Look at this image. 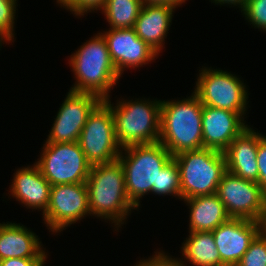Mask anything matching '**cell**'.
<instances>
[{
	"label": "cell",
	"mask_w": 266,
	"mask_h": 266,
	"mask_svg": "<svg viewBox=\"0 0 266 266\" xmlns=\"http://www.w3.org/2000/svg\"><path fill=\"white\" fill-rule=\"evenodd\" d=\"M86 187L91 216L109 221L115 231L126 224L132 210H138L127 197L123 166L118 159L92 165Z\"/></svg>",
	"instance_id": "obj_1"
},
{
	"label": "cell",
	"mask_w": 266,
	"mask_h": 266,
	"mask_svg": "<svg viewBox=\"0 0 266 266\" xmlns=\"http://www.w3.org/2000/svg\"><path fill=\"white\" fill-rule=\"evenodd\" d=\"M68 64L76 80L70 91L93 94L101 100L110 98L121 77L100 31L70 55Z\"/></svg>",
	"instance_id": "obj_2"
},
{
	"label": "cell",
	"mask_w": 266,
	"mask_h": 266,
	"mask_svg": "<svg viewBox=\"0 0 266 266\" xmlns=\"http://www.w3.org/2000/svg\"><path fill=\"white\" fill-rule=\"evenodd\" d=\"M202 110L193 91L181 100H161L159 142L172 156L203 148Z\"/></svg>",
	"instance_id": "obj_3"
},
{
	"label": "cell",
	"mask_w": 266,
	"mask_h": 266,
	"mask_svg": "<svg viewBox=\"0 0 266 266\" xmlns=\"http://www.w3.org/2000/svg\"><path fill=\"white\" fill-rule=\"evenodd\" d=\"M173 159L172 154L159 141L122 148L118 160L125 177L127 197L138 209L145 195H158L161 170Z\"/></svg>",
	"instance_id": "obj_4"
},
{
	"label": "cell",
	"mask_w": 266,
	"mask_h": 266,
	"mask_svg": "<svg viewBox=\"0 0 266 266\" xmlns=\"http://www.w3.org/2000/svg\"><path fill=\"white\" fill-rule=\"evenodd\" d=\"M142 98H121L115 105L111 97L103 100L111 108L115 135L122 148L159 141L161 100Z\"/></svg>",
	"instance_id": "obj_5"
},
{
	"label": "cell",
	"mask_w": 266,
	"mask_h": 266,
	"mask_svg": "<svg viewBox=\"0 0 266 266\" xmlns=\"http://www.w3.org/2000/svg\"><path fill=\"white\" fill-rule=\"evenodd\" d=\"M180 173L181 201L216 194L227 171L224 153L210 148L184 151L175 156Z\"/></svg>",
	"instance_id": "obj_6"
},
{
	"label": "cell",
	"mask_w": 266,
	"mask_h": 266,
	"mask_svg": "<svg viewBox=\"0 0 266 266\" xmlns=\"http://www.w3.org/2000/svg\"><path fill=\"white\" fill-rule=\"evenodd\" d=\"M211 68L202 66L193 90L202 105L235 112L246 118L249 93L244 80L227 70Z\"/></svg>",
	"instance_id": "obj_7"
},
{
	"label": "cell",
	"mask_w": 266,
	"mask_h": 266,
	"mask_svg": "<svg viewBox=\"0 0 266 266\" xmlns=\"http://www.w3.org/2000/svg\"><path fill=\"white\" fill-rule=\"evenodd\" d=\"M35 161L45 179L53 185L86 183L91 164L77 142H45Z\"/></svg>",
	"instance_id": "obj_8"
},
{
	"label": "cell",
	"mask_w": 266,
	"mask_h": 266,
	"mask_svg": "<svg viewBox=\"0 0 266 266\" xmlns=\"http://www.w3.org/2000/svg\"><path fill=\"white\" fill-rule=\"evenodd\" d=\"M78 143L91 165L118 159L122 147L115 135L111 108L103 100L89 114Z\"/></svg>",
	"instance_id": "obj_9"
},
{
	"label": "cell",
	"mask_w": 266,
	"mask_h": 266,
	"mask_svg": "<svg viewBox=\"0 0 266 266\" xmlns=\"http://www.w3.org/2000/svg\"><path fill=\"white\" fill-rule=\"evenodd\" d=\"M91 216L88 207L86 183L57 184L51 186L48 208L42 214L49 232L57 234L83 217Z\"/></svg>",
	"instance_id": "obj_10"
},
{
	"label": "cell",
	"mask_w": 266,
	"mask_h": 266,
	"mask_svg": "<svg viewBox=\"0 0 266 266\" xmlns=\"http://www.w3.org/2000/svg\"><path fill=\"white\" fill-rule=\"evenodd\" d=\"M101 101L96 95L69 90L45 142H77L89 114Z\"/></svg>",
	"instance_id": "obj_11"
},
{
	"label": "cell",
	"mask_w": 266,
	"mask_h": 266,
	"mask_svg": "<svg viewBox=\"0 0 266 266\" xmlns=\"http://www.w3.org/2000/svg\"><path fill=\"white\" fill-rule=\"evenodd\" d=\"M262 187L226 171L222 176L216 195L225 205L231 218L256 221L265 197Z\"/></svg>",
	"instance_id": "obj_12"
},
{
	"label": "cell",
	"mask_w": 266,
	"mask_h": 266,
	"mask_svg": "<svg viewBox=\"0 0 266 266\" xmlns=\"http://www.w3.org/2000/svg\"><path fill=\"white\" fill-rule=\"evenodd\" d=\"M106 40L112 62L122 76L126 69H136L155 61L159 54L141 40L133 28L106 29L100 32ZM153 60V61H152Z\"/></svg>",
	"instance_id": "obj_13"
},
{
	"label": "cell",
	"mask_w": 266,
	"mask_h": 266,
	"mask_svg": "<svg viewBox=\"0 0 266 266\" xmlns=\"http://www.w3.org/2000/svg\"><path fill=\"white\" fill-rule=\"evenodd\" d=\"M221 262L225 266H236L258 235L256 221L231 218L212 231Z\"/></svg>",
	"instance_id": "obj_14"
},
{
	"label": "cell",
	"mask_w": 266,
	"mask_h": 266,
	"mask_svg": "<svg viewBox=\"0 0 266 266\" xmlns=\"http://www.w3.org/2000/svg\"><path fill=\"white\" fill-rule=\"evenodd\" d=\"M248 126L238 113L203 105V148L223 152Z\"/></svg>",
	"instance_id": "obj_15"
},
{
	"label": "cell",
	"mask_w": 266,
	"mask_h": 266,
	"mask_svg": "<svg viewBox=\"0 0 266 266\" xmlns=\"http://www.w3.org/2000/svg\"><path fill=\"white\" fill-rule=\"evenodd\" d=\"M11 181L9 196L11 195L28 209H37L43 214L46 212L50 201L51 184L35 163L18 168L13 173Z\"/></svg>",
	"instance_id": "obj_16"
},
{
	"label": "cell",
	"mask_w": 266,
	"mask_h": 266,
	"mask_svg": "<svg viewBox=\"0 0 266 266\" xmlns=\"http://www.w3.org/2000/svg\"><path fill=\"white\" fill-rule=\"evenodd\" d=\"M258 145L259 132L248 126L223 151L227 171L257 183L259 176Z\"/></svg>",
	"instance_id": "obj_17"
},
{
	"label": "cell",
	"mask_w": 266,
	"mask_h": 266,
	"mask_svg": "<svg viewBox=\"0 0 266 266\" xmlns=\"http://www.w3.org/2000/svg\"><path fill=\"white\" fill-rule=\"evenodd\" d=\"M36 233L23 224L0 223V260L10 258H48V251Z\"/></svg>",
	"instance_id": "obj_18"
},
{
	"label": "cell",
	"mask_w": 266,
	"mask_h": 266,
	"mask_svg": "<svg viewBox=\"0 0 266 266\" xmlns=\"http://www.w3.org/2000/svg\"><path fill=\"white\" fill-rule=\"evenodd\" d=\"M176 8L173 5H142L133 27L136 35L158 54L162 53Z\"/></svg>",
	"instance_id": "obj_19"
},
{
	"label": "cell",
	"mask_w": 266,
	"mask_h": 266,
	"mask_svg": "<svg viewBox=\"0 0 266 266\" xmlns=\"http://www.w3.org/2000/svg\"><path fill=\"white\" fill-rule=\"evenodd\" d=\"M184 201L189 207V232H212L220 224L231 219L225 205L216 194L188 198Z\"/></svg>",
	"instance_id": "obj_20"
},
{
	"label": "cell",
	"mask_w": 266,
	"mask_h": 266,
	"mask_svg": "<svg viewBox=\"0 0 266 266\" xmlns=\"http://www.w3.org/2000/svg\"><path fill=\"white\" fill-rule=\"evenodd\" d=\"M188 233L180 252L181 257L184 256V261L180 259L183 266H187L188 262L193 266H225L221 262L212 232Z\"/></svg>",
	"instance_id": "obj_21"
},
{
	"label": "cell",
	"mask_w": 266,
	"mask_h": 266,
	"mask_svg": "<svg viewBox=\"0 0 266 266\" xmlns=\"http://www.w3.org/2000/svg\"><path fill=\"white\" fill-rule=\"evenodd\" d=\"M142 5L141 0H106L100 11L109 29H127L134 27Z\"/></svg>",
	"instance_id": "obj_22"
},
{
	"label": "cell",
	"mask_w": 266,
	"mask_h": 266,
	"mask_svg": "<svg viewBox=\"0 0 266 266\" xmlns=\"http://www.w3.org/2000/svg\"><path fill=\"white\" fill-rule=\"evenodd\" d=\"M158 195H170L181 200L180 173L174 159H172L159 173Z\"/></svg>",
	"instance_id": "obj_23"
},
{
	"label": "cell",
	"mask_w": 266,
	"mask_h": 266,
	"mask_svg": "<svg viewBox=\"0 0 266 266\" xmlns=\"http://www.w3.org/2000/svg\"><path fill=\"white\" fill-rule=\"evenodd\" d=\"M17 2V0H0V42L2 44L15 41L14 24H16Z\"/></svg>",
	"instance_id": "obj_24"
},
{
	"label": "cell",
	"mask_w": 266,
	"mask_h": 266,
	"mask_svg": "<svg viewBox=\"0 0 266 266\" xmlns=\"http://www.w3.org/2000/svg\"><path fill=\"white\" fill-rule=\"evenodd\" d=\"M236 266H266V237L258 234Z\"/></svg>",
	"instance_id": "obj_25"
},
{
	"label": "cell",
	"mask_w": 266,
	"mask_h": 266,
	"mask_svg": "<svg viewBox=\"0 0 266 266\" xmlns=\"http://www.w3.org/2000/svg\"><path fill=\"white\" fill-rule=\"evenodd\" d=\"M241 13L252 27L266 32V0H247Z\"/></svg>",
	"instance_id": "obj_26"
},
{
	"label": "cell",
	"mask_w": 266,
	"mask_h": 266,
	"mask_svg": "<svg viewBox=\"0 0 266 266\" xmlns=\"http://www.w3.org/2000/svg\"><path fill=\"white\" fill-rule=\"evenodd\" d=\"M106 0H68L62 7L75 17H83L89 12L100 11Z\"/></svg>",
	"instance_id": "obj_27"
},
{
	"label": "cell",
	"mask_w": 266,
	"mask_h": 266,
	"mask_svg": "<svg viewBox=\"0 0 266 266\" xmlns=\"http://www.w3.org/2000/svg\"><path fill=\"white\" fill-rule=\"evenodd\" d=\"M154 253V255L146 259L139 260L134 266H183L180 258L170 256L168 253L163 252V250H156Z\"/></svg>",
	"instance_id": "obj_28"
},
{
	"label": "cell",
	"mask_w": 266,
	"mask_h": 266,
	"mask_svg": "<svg viewBox=\"0 0 266 266\" xmlns=\"http://www.w3.org/2000/svg\"><path fill=\"white\" fill-rule=\"evenodd\" d=\"M257 162H258V184L262 187L266 193V135L259 133V145L257 150Z\"/></svg>",
	"instance_id": "obj_29"
},
{
	"label": "cell",
	"mask_w": 266,
	"mask_h": 266,
	"mask_svg": "<svg viewBox=\"0 0 266 266\" xmlns=\"http://www.w3.org/2000/svg\"><path fill=\"white\" fill-rule=\"evenodd\" d=\"M47 258H10L0 260V266H45Z\"/></svg>",
	"instance_id": "obj_30"
},
{
	"label": "cell",
	"mask_w": 266,
	"mask_h": 266,
	"mask_svg": "<svg viewBox=\"0 0 266 266\" xmlns=\"http://www.w3.org/2000/svg\"><path fill=\"white\" fill-rule=\"evenodd\" d=\"M256 223L258 227V234L263 237H266V194L263 200L260 215L258 216Z\"/></svg>",
	"instance_id": "obj_31"
},
{
	"label": "cell",
	"mask_w": 266,
	"mask_h": 266,
	"mask_svg": "<svg viewBox=\"0 0 266 266\" xmlns=\"http://www.w3.org/2000/svg\"><path fill=\"white\" fill-rule=\"evenodd\" d=\"M143 5H173L175 7H181L187 0H141Z\"/></svg>",
	"instance_id": "obj_32"
},
{
	"label": "cell",
	"mask_w": 266,
	"mask_h": 266,
	"mask_svg": "<svg viewBox=\"0 0 266 266\" xmlns=\"http://www.w3.org/2000/svg\"><path fill=\"white\" fill-rule=\"evenodd\" d=\"M209 1H211V3H215V5H218V4L220 6L231 5L230 7L232 6L236 8L238 7L239 10L241 11L244 8L247 0H209Z\"/></svg>",
	"instance_id": "obj_33"
},
{
	"label": "cell",
	"mask_w": 266,
	"mask_h": 266,
	"mask_svg": "<svg viewBox=\"0 0 266 266\" xmlns=\"http://www.w3.org/2000/svg\"><path fill=\"white\" fill-rule=\"evenodd\" d=\"M68 0H56V4L60 5L62 7Z\"/></svg>",
	"instance_id": "obj_34"
}]
</instances>
